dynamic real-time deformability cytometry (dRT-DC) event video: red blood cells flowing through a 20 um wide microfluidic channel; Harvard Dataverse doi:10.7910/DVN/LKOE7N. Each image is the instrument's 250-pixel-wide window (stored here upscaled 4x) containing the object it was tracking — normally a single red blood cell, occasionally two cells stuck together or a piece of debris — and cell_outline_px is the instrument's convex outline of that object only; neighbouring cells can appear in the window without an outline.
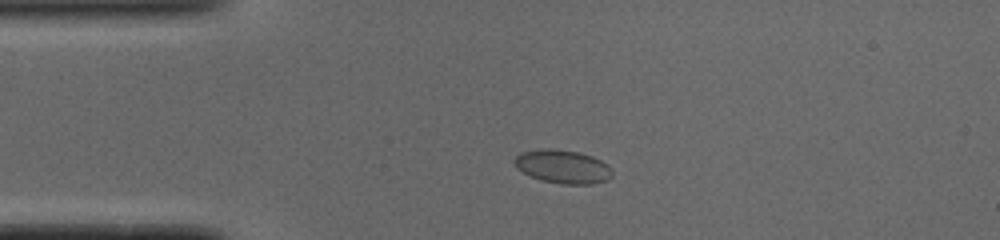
{"species": "common noctule bat (a hibernating species)", "species_latin": "Nyctalus noctula", "temperature_condition": "cold", "stored_images_in_passage": 46, "camera_frame_rate_fps": 3000, "um_per_image_px": 0.085, "animal": {"sex": "male", "body_mass_g": 19.0, "forearm_length_mm": 50.8}, "frame": {"image": 1, "passage_image": 6, "time_ms": 1.667, "image_size_px": [1000, 240], "cell_outline_px": [[612, 176], [608, 180], [592, 184], [560, 184], [540, 180], [516, 168], [512, 160], [520, 152], [544, 148], [548, 148], [580, 152], [592, 156], [608, 164], [612, 168]], "centroid_in_image_um": [47.84, 14.16], "position_along_channel_um": 37.2, "area_um2": 19.31}}
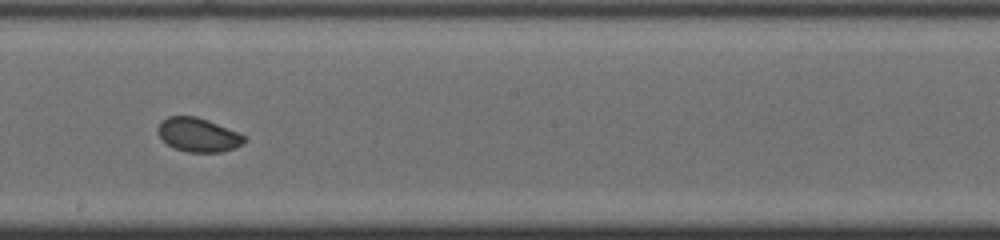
{"frame": {"image": 2, "passage_image": 23, "time_ms": 7.333, "image_size_px": [1000, 240], "cell_outline_px": [[244, 140], [236, 148], [220, 152], [188, 152], [172, 148], [160, 136], [156, 128], [160, 120], [168, 116], [196, 116], [208, 120], [236, 132], [244, 136]], "centroid_in_image_um": [16.78, 11.46], "position_along_channel_um": 231.4, "area_um2": 16.94}}
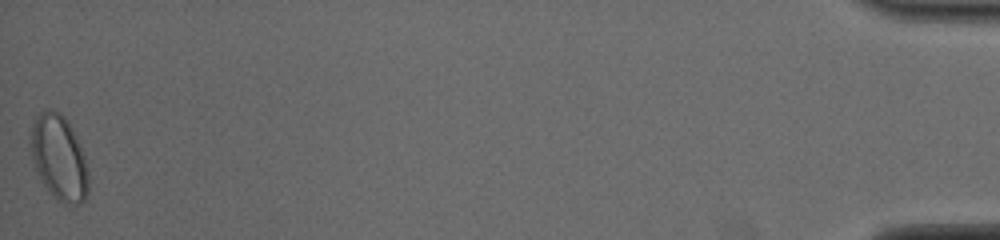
{"frame": {"image": 3, "passage_image": 46, "time_ms": 15.0, "image_size_px": [1000, 240], "cell_outline_px": [[88, 192], [84, 200], [80, 204], [64, 204], [56, 200], [40, 180], [36, 172], [32, 156], [32, 128], [36, 116], [40, 112], [48, 108], [60, 112], [64, 116], [76, 136], [84, 156], [88, 168]], "centroid_in_image_um": [5.03, 13.43], "position_along_channel_um": 430.2, "area_um2": 28.5}, "authors_computed_cell_mechanics": {"area_um2": 17.9469, "velocity_mm_per_s": 3.8981, "shape_relaxation_time_tau1_ms": 2.5, "shape_relaxation_time_tau2_ms": null, "deformation_change_tau1": 0.0518, "deformation_change_tau2": null}}